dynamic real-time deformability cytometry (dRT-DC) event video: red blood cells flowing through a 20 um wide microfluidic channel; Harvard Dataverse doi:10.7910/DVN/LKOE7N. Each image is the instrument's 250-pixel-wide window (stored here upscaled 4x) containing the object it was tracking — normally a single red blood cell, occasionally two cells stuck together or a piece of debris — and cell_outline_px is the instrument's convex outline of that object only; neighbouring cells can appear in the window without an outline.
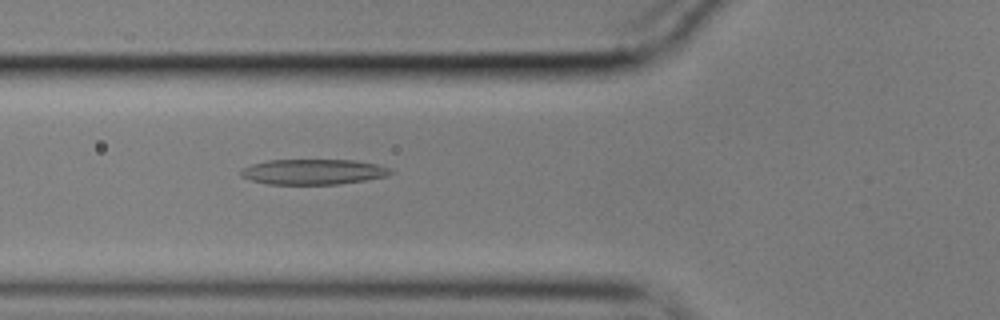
{"species": "common noctule bat (a hibernating species)", "species_latin": "Nyctalus noctula", "temperature_condition": "cold", "stored_images_in_passage": 55, "camera_frame_rate_fps": 3000, "um_per_image_px": 0.085, "animal": {"sex": "male", "body_mass_g": 17.9}, "frame": {"image": 1, "passage_image": 20, "time_ms": 6.333, "image_size_px": [1000, 320], "cell_outline_px": [[396, 172], [388, 176], [364, 180], [336, 184], [268, 184], [252, 180], [240, 176], [240, 172], [244, 168], [252, 164], [268, 160], [356, 160], [376, 164], [392, 168]], "centroid_in_image_um": [26.68, 14.6], "position_along_channel_um": 99.1, "area_um2": 22.14}}
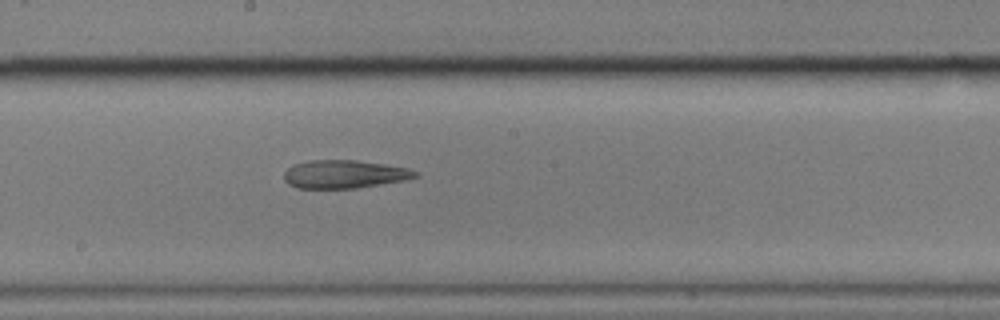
{"frame": {"image": 2, "passage_image": 30, "time_ms": 9.667, "image_size_px": [1000, 320], "cell_outline_px": [[420, 176], [404, 180], [356, 188], [296, 188], [288, 184], [284, 180], [284, 172], [288, 168], [296, 164], [312, 160], [356, 160], [384, 164], [408, 168], [420, 172]], "centroid_in_image_um": [29.29, 14.81], "position_along_channel_um": 218.9, "area_um2": 21.5}}
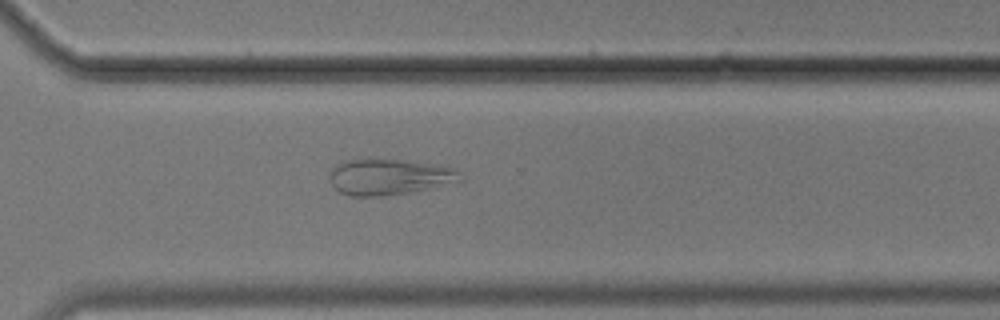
{"frame": {"image": 3, "passage_image": 40, "time_ms": 13.0, "image_size_px": [1000, 320], "cell_outline_px": [[464, 180], [456, 184], [408, 192], [380, 196], [348, 196], [340, 192], [332, 184], [332, 172], [336, 164], [344, 160], [408, 160], [440, 164], [456, 168], [460, 172]], "centroid_in_image_um": [33.23, 15.04], "position_along_channel_um": 337.4, "area_um2": 27.51}, "authors_computed_cell_mechanics": {"area_um2": 25.2586, "velocity_mm_per_s": 3.5677, "shape_relaxation_time_tau1_ms": null, "shape_relaxation_time_tau2_ms": 4.3176, "deformation_change_tau1": null, "deformation_change_tau2": 0.1272}}